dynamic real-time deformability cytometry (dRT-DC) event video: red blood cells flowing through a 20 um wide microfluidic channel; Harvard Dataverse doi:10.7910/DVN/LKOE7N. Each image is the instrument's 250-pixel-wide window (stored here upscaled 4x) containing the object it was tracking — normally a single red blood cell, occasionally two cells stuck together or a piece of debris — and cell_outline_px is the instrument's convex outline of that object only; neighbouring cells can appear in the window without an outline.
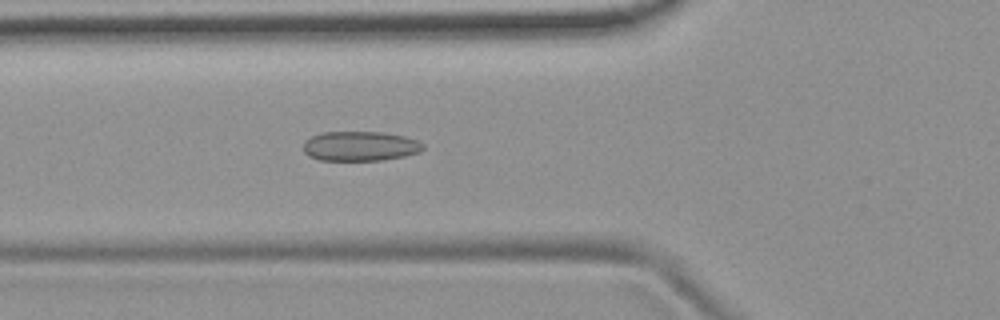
{"species": "common noctule bat (a hibernating species)", "species_latin": "Nyctalus noctula", "temperature_condition": "room temperature", "stored_images_in_passage": 52, "camera_frame_rate_fps": 3000, "um_per_image_px": 0.085, "animal": {"sex": "female", "body_mass_g": 19.9}, "frame": {"image": 1, "passage_image": 18, "time_ms": 5.667, "image_size_px": [1000, 320], "cell_outline_px": [[424, 148], [420, 152], [404, 156], [384, 160], [320, 160], [308, 156], [304, 152], [304, 140], [312, 136], [324, 132], [380, 132], [404, 136], [416, 140], [424, 144]], "centroid_in_image_um": [30.61, 12.42], "position_along_channel_um": 95.2, "area_um2": 20.69}}
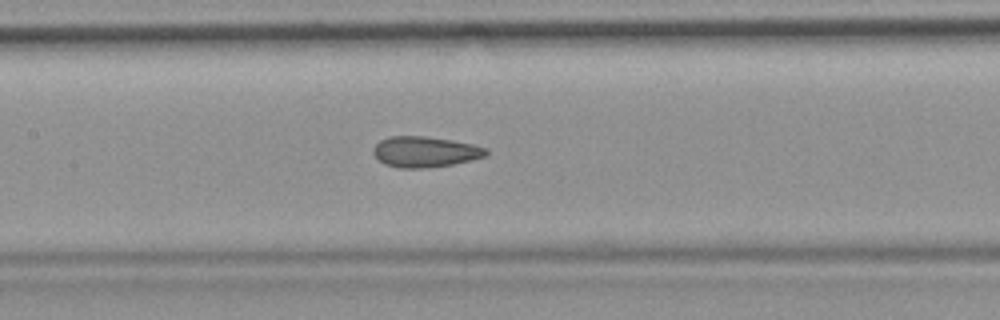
{"frame": {"image": 2, "passage_image": 24, "time_ms": 7.667, "image_size_px": [1000, 320], "cell_outline_px": [[488, 156], [472, 160], [452, 164], [424, 168], [400, 168], [384, 164], [372, 152], [372, 148], [380, 140], [392, 136], [424, 136], [452, 140], [472, 144], [488, 148]], "centroid_in_image_um": [36.15, 12.9], "position_along_channel_um": 171.3, "area_um2": 20.23}}
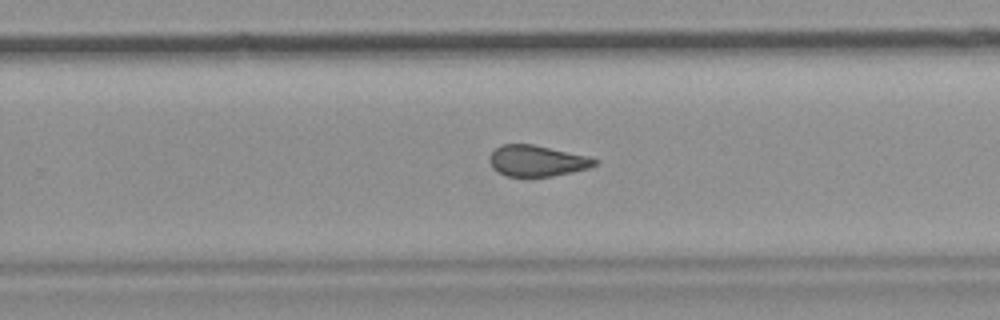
{"frame": {"image": 3, "passage_image": 33, "time_ms": 10.667, "image_size_px": [1000, 320], "cell_outline_px": [[596, 164], [588, 168], [572, 172], [552, 176], [504, 176], [492, 168], [492, 152], [500, 144], [532, 144], [592, 156], [596, 160]], "centroid_in_image_um": [45.68, 13.66], "position_along_channel_um": 284.1, "area_um2": 18.9}, "authors_computed_cell_mechanics": {"area_um2": 20.23, "velocity_mm_per_s": 3.7906, "shape_relaxation_time_tau1_ms": null, "shape_relaxation_time_tau2_ms": 2.0164, "deformation_change_tau1": null, "deformation_change_tau2": 0.0755}}